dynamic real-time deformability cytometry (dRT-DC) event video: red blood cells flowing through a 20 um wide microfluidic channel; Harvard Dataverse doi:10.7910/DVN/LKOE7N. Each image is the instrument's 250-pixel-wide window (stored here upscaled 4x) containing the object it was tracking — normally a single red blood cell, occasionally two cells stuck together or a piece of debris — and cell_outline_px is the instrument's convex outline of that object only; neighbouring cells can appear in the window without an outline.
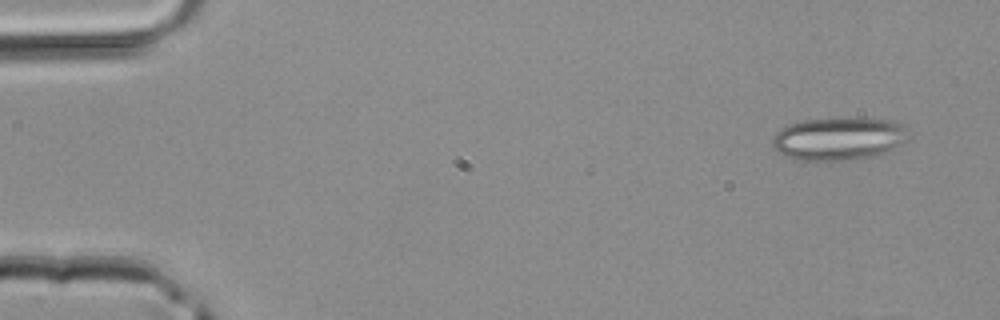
{"species": "common noctule bat (a hibernating species)", "species_latin": "Nyctalus noctula", "temperature_condition": "room temperature", "stored_images_in_passage": 9, "camera_frame_rate_fps": 3000, "um_per_image_px": 0.085, "animal": {"sex": "male", "body_mass_g": 20.4}, "frame": {"image": 1, "passage_image": 1, "time_ms": 0.0, "image_size_px": [1000, 320], "cell_outline_px": [[908, 140], [884, 152], [852, 160], [804, 160], [788, 156], [776, 152], [772, 148], [772, 140], [776, 132], [780, 128], [788, 124], [804, 120], [836, 116], [848, 116], [892, 120], [904, 124], [908, 128]], "centroid_in_image_um": [71.29, 11.73], "position_along_channel_um": 13.7, "area_um2": 34.68}}